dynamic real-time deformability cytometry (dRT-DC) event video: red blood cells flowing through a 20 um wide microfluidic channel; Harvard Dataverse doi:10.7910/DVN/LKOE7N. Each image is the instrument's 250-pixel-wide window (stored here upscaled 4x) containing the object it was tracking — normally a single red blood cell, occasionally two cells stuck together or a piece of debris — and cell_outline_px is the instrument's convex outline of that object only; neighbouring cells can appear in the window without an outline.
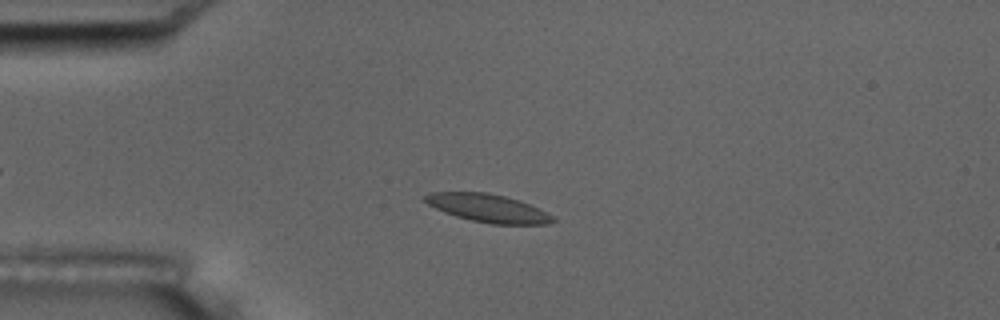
{"species": "common noctule bat (a hibernating species)", "species_latin": "Nyctalus noctula", "temperature_condition": "room temperature", "stored_images_in_passage": 37, "camera_frame_rate_fps": 3000, "um_per_image_px": 0.085, "animal": {"sex": "male", "body_mass_g": 17.5, "forearm_length_mm": 52.3}, "frame": {"image": 1, "passage_image": 7, "time_ms": 2.0, "image_size_px": [1000, 320], "cell_outline_px": [[556, 220], [548, 224], [492, 224], [472, 220], [456, 216], [444, 212], [420, 200], [424, 196], [432, 192], [484, 192], [504, 196], [520, 200], [552, 216]], "centroid_in_image_um": [41.42, 17.69], "position_along_channel_um": 43.6, "area_um2": 20.63}}
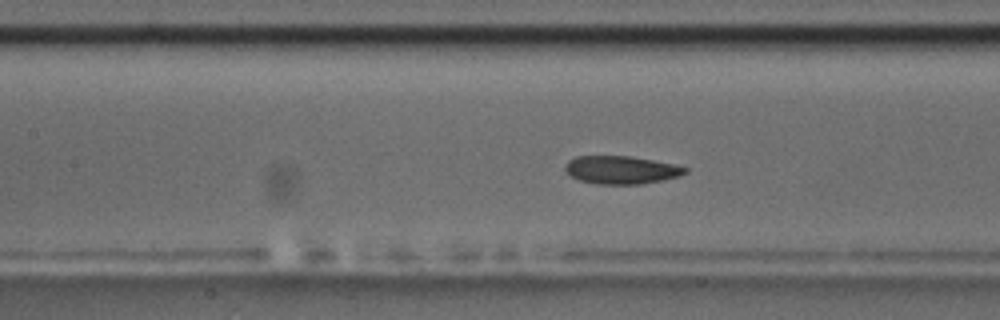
{"frame": {"image": 2, "passage_image": 18, "time_ms": 5.667, "image_size_px": [1000, 320], "cell_outline_px": [[688, 172], [680, 176], [640, 184], [600, 184], [580, 180], [572, 176], [564, 168], [564, 164], [568, 160], [576, 156], [628, 156], [652, 160], [672, 164], [688, 168]], "centroid_in_image_um": [52.79, 14.43], "position_along_channel_um": 154.6, "area_um2": 19.36}}
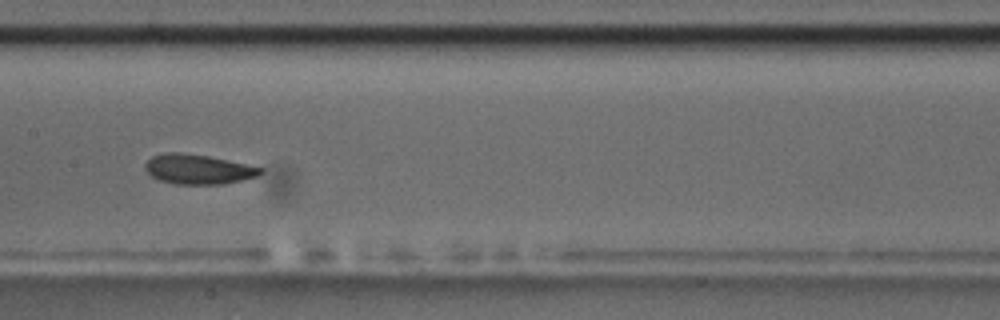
{"frame": {"image": 3, "passage_image": 21, "time_ms": 6.667, "image_size_px": [1000, 320], "cell_outline_px": [[264, 172], [256, 176], [224, 184], [176, 184], [160, 180], [152, 176], [144, 168], [144, 164], [152, 156], [168, 152], [180, 152], [208, 156], [228, 160], [264, 168]], "centroid_in_image_um": [16.84, 14.38], "position_along_channel_um": 190.6, "area_um2": 19.88}, "authors_computed_cell_mechanics": {"area_um2": 19.9988, "velocity_mm_per_s": 3.6243, "shape_relaxation_time_tau1_ms": 6.6198, "shape_relaxation_time_tau2_ms": 1.9231, "deformation_change_tau1": 0.1108, "deformation_change_tau2": 0.057}}